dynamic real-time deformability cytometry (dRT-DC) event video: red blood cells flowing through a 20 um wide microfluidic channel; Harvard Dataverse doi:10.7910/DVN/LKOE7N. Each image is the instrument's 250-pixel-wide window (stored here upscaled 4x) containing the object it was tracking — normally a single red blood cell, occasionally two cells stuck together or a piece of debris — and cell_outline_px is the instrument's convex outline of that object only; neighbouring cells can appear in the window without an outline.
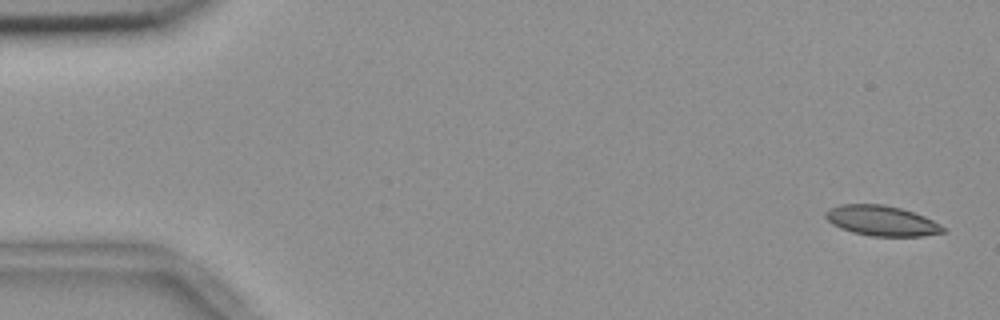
{"species": "common noctule bat (a hibernating species)", "species_latin": "Nyctalus noctula", "temperature_condition": "room temperature", "stored_images_in_passage": 5, "camera_frame_rate_fps": 3000, "um_per_image_px": 0.085, "animal": {"sex": "female", "body_mass_g": 18.4}, "frame": {"image": 1, "passage_image": 1, "time_ms": 0.0, "image_size_px": [1000, 320], "cell_outline_px": [[944, 232], [924, 236], [872, 236], [852, 232], [840, 228], [832, 224], [824, 216], [824, 212], [828, 208], [840, 204], [884, 204], [900, 208], [924, 216], [940, 224], [944, 228]], "centroid_in_image_um": [74.89, 18.75], "position_along_channel_um": 10.1, "area_um2": 20.69}}
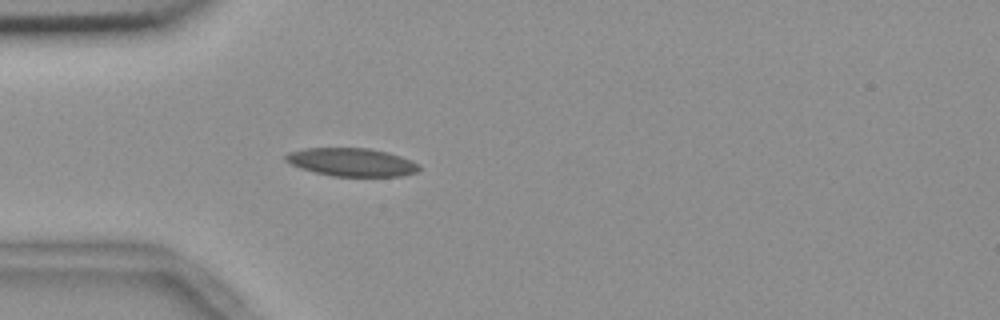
{"frame": {"image": 2, "passage_image": 5, "time_ms": 1.333, "image_size_px": [1000, 320], "cell_outline_px": [[420, 168], [416, 172], [400, 176], [332, 176], [300, 168], [284, 160], [284, 156], [288, 152], [304, 148], [368, 148], [388, 152], [412, 160], [420, 164]], "centroid_in_image_um": [29.89, 13.78], "position_along_channel_um": 55.1, "area_um2": 21.91}}